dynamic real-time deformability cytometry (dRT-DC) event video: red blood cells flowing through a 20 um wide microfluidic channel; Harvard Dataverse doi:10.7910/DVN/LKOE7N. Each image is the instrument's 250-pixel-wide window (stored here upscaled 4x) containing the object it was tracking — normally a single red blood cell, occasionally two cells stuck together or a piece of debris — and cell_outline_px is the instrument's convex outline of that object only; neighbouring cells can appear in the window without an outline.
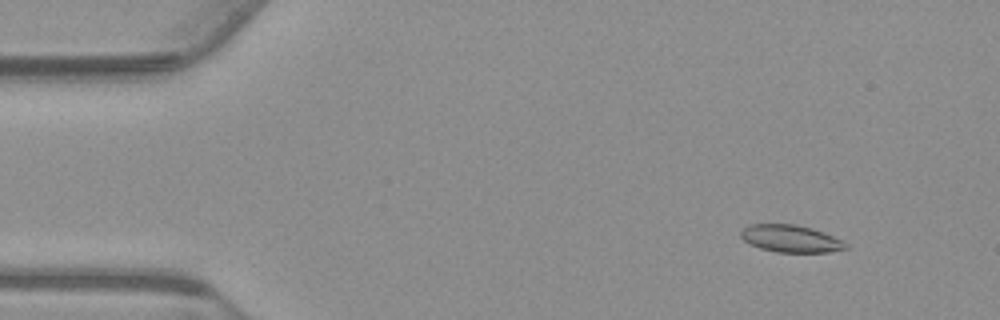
{"species": "common noctule bat (a hibernating species)", "species_latin": "Nyctalus noctula", "temperature_condition": "warm", "stored_images_in_passage": 55, "camera_frame_rate_fps": 3000, "um_per_image_px": 0.085, "animal": {"sex": "male", "body_mass_g": 23.1, "forearm_length_mm": 52.7}, "frame": {"image": 1, "passage_image": 6, "time_ms": 1.667, "image_size_px": [1000, 320], "cell_outline_px": [[848, 248], [828, 252], [776, 252], [760, 248], [744, 240], [740, 236], [740, 232], [748, 224], [796, 224], [812, 228], [832, 236], [848, 244]], "centroid_in_image_um": [67.19, 20.28], "position_along_channel_um": 17.8, "area_um2": 16.53}}
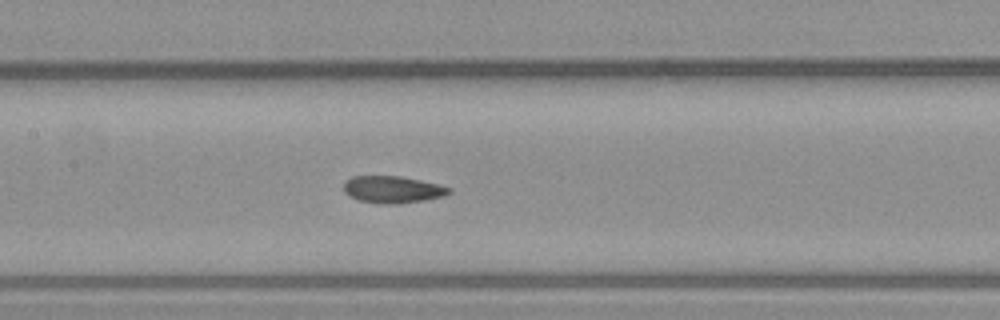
{"frame": {"image": 2, "passage_image": 26, "time_ms": 8.333, "image_size_px": [1000, 320], "cell_outline_px": [[452, 192], [444, 196], [424, 200], [400, 204], [380, 204], [356, 200], [348, 196], [344, 192], [344, 180], [352, 176], [400, 176], [420, 180], [452, 188]], "centroid_in_image_um": [33.33, 16.12], "position_along_channel_um": 174.1, "area_um2": 16.82}}
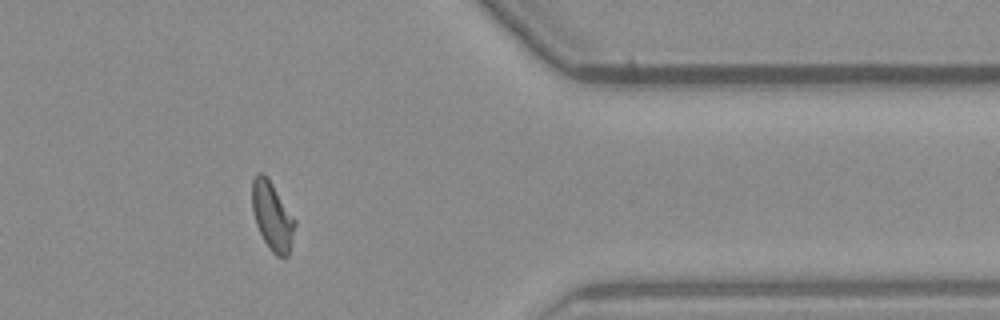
{"frame": {"image": 3, "passage_image": 45, "time_ms": 14.667, "image_size_px": [1000, 320], "cell_outline_px": [[296, 224], [288, 256], [276, 256], [268, 248], [256, 224], [252, 208], [252, 180], [256, 172], [264, 172], [268, 176], [296, 220]], "centroid_in_image_um": [23.14, 18.32], "position_along_channel_um": 388.3, "area_um2": 17.22}, "authors_computed_cell_mechanics": {"area_um2": 16.762, "velocity_mm_per_s": 3.7405, "shape_relaxation_time_tau1_ms": null, "shape_relaxation_time_tau2_ms": 3.0371, "deformation_change_tau1": null, "deformation_change_tau2": 0.0871}}